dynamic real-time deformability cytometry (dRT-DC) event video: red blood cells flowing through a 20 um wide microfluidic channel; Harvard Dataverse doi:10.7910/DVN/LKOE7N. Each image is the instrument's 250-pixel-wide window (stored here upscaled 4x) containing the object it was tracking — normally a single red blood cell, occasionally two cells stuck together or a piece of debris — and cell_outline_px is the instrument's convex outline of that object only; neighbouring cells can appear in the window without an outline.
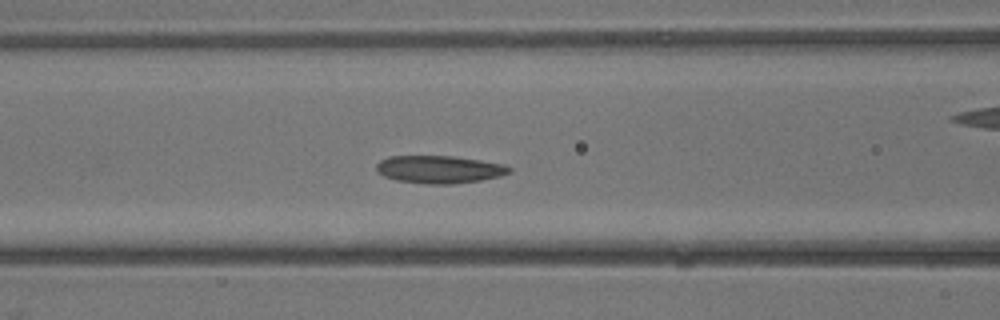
{"species": "common noctule bat (a hibernating species)", "species_latin": "Nyctalus noctula", "temperature_condition": "warm", "stored_images_in_passage": 14, "camera_frame_rate_fps": 3000, "um_per_image_px": 0.085, "animal": {"sex": "male", "body_mass_g": 13.3}, "frame": {"image": 1, "passage_image": 7, "time_ms": 2.0, "image_size_px": [1000, 320], "cell_outline_px": [[512, 172], [500, 176], [480, 180], [452, 184], [428, 184], [396, 180], [384, 176], [376, 172], [376, 164], [380, 160], [388, 156], [456, 156], [504, 164], [512, 168]], "centroid_in_image_um": [37.34, 14.39], "position_along_channel_um": 129.3, "area_um2": 21.56}}
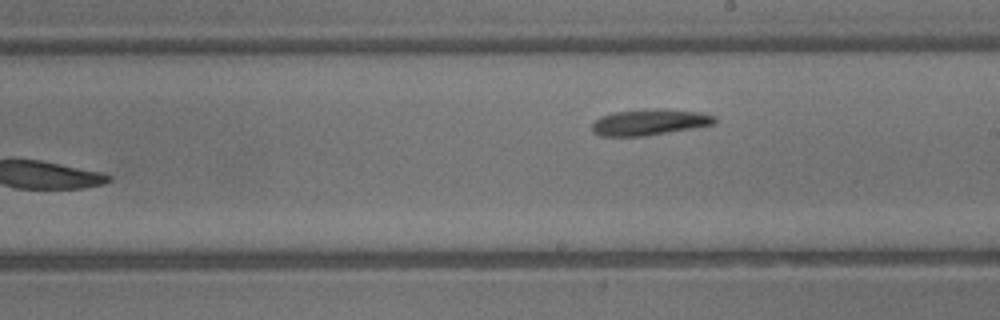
{"frame": {"image": 2, "passage_image": 14, "time_ms": 4.333, "image_size_px": [1000, 320], "cell_outline_px": [[716, 124], [696, 128], [648, 136], [600, 136], [592, 132], [592, 124], [600, 116], [612, 112], [644, 108], [660, 108], [700, 112], [716, 116]], "centroid_in_image_um": [55.23, 10.38], "position_along_channel_um": 233.8, "area_um2": 19.19}}